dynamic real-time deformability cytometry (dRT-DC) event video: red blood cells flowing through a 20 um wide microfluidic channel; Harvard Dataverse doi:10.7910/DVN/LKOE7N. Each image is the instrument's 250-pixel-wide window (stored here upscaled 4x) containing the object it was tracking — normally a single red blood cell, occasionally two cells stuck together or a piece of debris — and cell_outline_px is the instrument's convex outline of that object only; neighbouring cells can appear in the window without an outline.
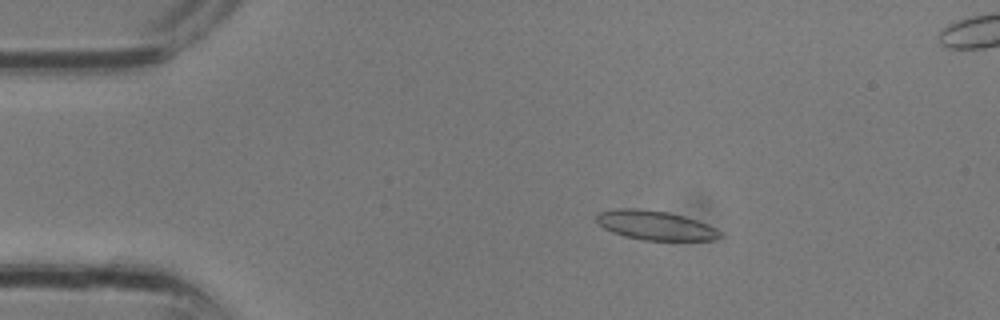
{"species": "common noctule bat (a hibernating species)", "species_latin": "Nyctalus noctula", "temperature_condition": "room temperature", "stored_images_in_passage": 32, "camera_frame_rate_fps": 3000, "um_per_image_px": 0.085, "animal": {"sex": "male", "body_mass_g": 13.3}, "frame": {"image": 1, "passage_image": 6, "time_ms": 1.667, "image_size_px": [1000, 320], "cell_outline_px": [[724, 236], [716, 240], [644, 240], [624, 236], [612, 232], [604, 228], [596, 220], [596, 216], [600, 212], [616, 208], [636, 208], [668, 212], [684, 216], [708, 224], [716, 228]], "centroid_in_image_um": [55.73, 19.15], "position_along_channel_um": 29.3, "area_um2": 21.1}}
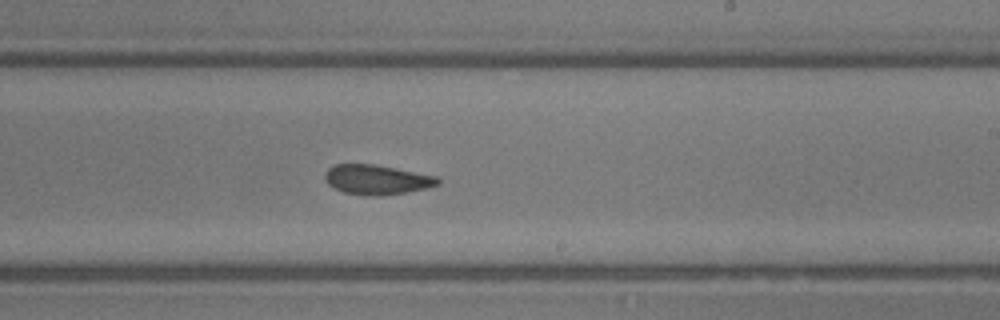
{"frame": {"image": 2, "passage_image": 19, "time_ms": 6.0, "image_size_px": [1000, 320], "cell_outline_px": [[440, 184], [428, 188], [408, 192], [380, 196], [364, 196], [344, 192], [332, 188], [324, 180], [324, 176], [328, 168], [336, 164], [372, 164], [396, 168], [436, 176], [440, 180]], "centroid_in_image_um": [32.01, 15.28], "position_along_channel_um": 257.0, "area_um2": 19.77}}
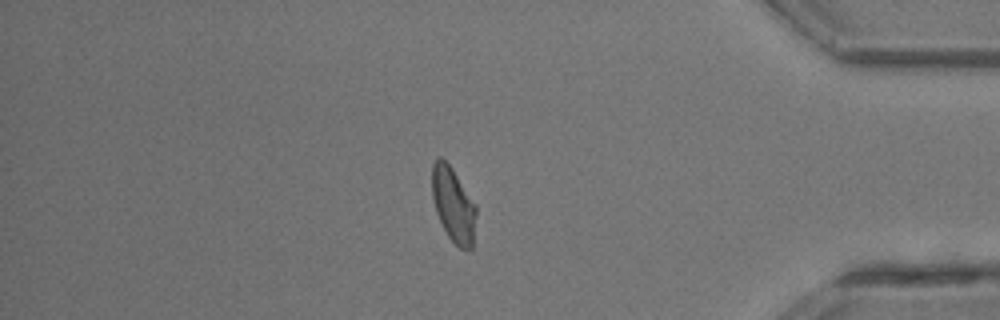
{"frame": {"image": 3, "passage_image": 27, "time_ms": 8.667, "image_size_px": [1000, 320], "cell_outline_px": [[476, 216], [472, 248], [468, 252], [460, 248], [448, 236], [436, 212], [432, 196], [432, 164], [440, 156], [452, 168], [476, 204]], "centroid_in_image_um": [38.54, 17.41], "position_along_channel_um": 396.7, "area_um2": 19.13}}